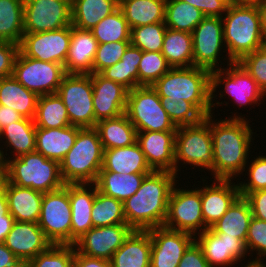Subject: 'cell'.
<instances>
[{
    "instance_id": "cell-28",
    "label": "cell",
    "mask_w": 266,
    "mask_h": 267,
    "mask_svg": "<svg viewBox=\"0 0 266 267\" xmlns=\"http://www.w3.org/2000/svg\"><path fill=\"white\" fill-rule=\"evenodd\" d=\"M100 171H111L118 174L151 173L145 155L138 142L113 149H104L103 163Z\"/></svg>"
},
{
    "instance_id": "cell-60",
    "label": "cell",
    "mask_w": 266,
    "mask_h": 267,
    "mask_svg": "<svg viewBox=\"0 0 266 267\" xmlns=\"http://www.w3.org/2000/svg\"><path fill=\"white\" fill-rule=\"evenodd\" d=\"M257 7L260 13L261 30L263 33V37L266 40V0L258 3Z\"/></svg>"
},
{
    "instance_id": "cell-38",
    "label": "cell",
    "mask_w": 266,
    "mask_h": 267,
    "mask_svg": "<svg viewBox=\"0 0 266 267\" xmlns=\"http://www.w3.org/2000/svg\"><path fill=\"white\" fill-rule=\"evenodd\" d=\"M141 58L142 51L130 44L121 60L104 69L100 74L106 79L123 85L130 91L138 87V67Z\"/></svg>"
},
{
    "instance_id": "cell-56",
    "label": "cell",
    "mask_w": 266,
    "mask_h": 267,
    "mask_svg": "<svg viewBox=\"0 0 266 267\" xmlns=\"http://www.w3.org/2000/svg\"><path fill=\"white\" fill-rule=\"evenodd\" d=\"M74 267H113L111 261L74 252Z\"/></svg>"
},
{
    "instance_id": "cell-22",
    "label": "cell",
    "mask_w": 266,
    "mask_h": 267,
    "mask_svg": "<svg viewBox=\"0 0 266 267\" xmlns=\"http://www.w3.org/2000/svg\"><path fill=\"white\" fill-rule=\"evenodd\" d=\"M201 188L202 216L206 228H211L240 196L238 182L214 179ZM216 181V182H215Z\"/></svg>"
},
{
    "instance_id": "cell-14",
    "label": "cell",
    "mask_w": 266,
    "mask_h": 267,
    "mask_svg": "<svg viewBox=\"0 0 266 267\" xmlns=\"http://www.w3.org/2000/svg\"><path fill=\"white\" fill-rule=\"evenodd\" d=\"M191 34L193 66L205 68L209 71L221 69L223 63L219 64L221 62L220 53L222 50L227 53L223 39L222 18L205 16Z\"/></svg>"
},
{
    "instance_id": "cell-48",
    "label": "cell",
    "mask_w": 266,
    "mask_h": 267,
    "mask_svg": "<svg viewBox=\"0 0 266 267\" xmlns=\"http://www.w3.org/2000/svg\"><path fill=\"white\" fill-rule=\"evenodd\" d=\"M245 245L248 254L250 251H255L256 253L258 252L256 254L258 256L255 260H248V264L246 263L244 267L257 265L261 260L264 261L266 257V221L252 217Z\"/></svg>"
},
{
    "instance_id": "cell-33",
    "label": "cell",
    "mask_w": 266,
    "mask_h": 267,
    "mask_svg": "<svg viewBox=\"0 0 266 267\" xmlns=\"http://www.w3.org/2000/svg\"><path fill=\"white\" fill-rule=\"evenodd\" d=\"M119 7V0H71L72 26L91 30Z\"/></svg>"
},
{
    "instance_id": "cell-39",
    "label": "cell",
    "mask_w": 266,
    "mask_h": 267,
    "mask_svg": "<svg viewBox=\"0 0 266 267\" xmlns=\"http://www.w3.org/2000/svg\"><path fill=\"white\" fill-rule=\"evenodd\" d=\"M24 0H0V41L20 45L24 34Z\"/></svg>"
},
{
    "instance_id": "cell-27",
    "label": "cell",
    "mask_w": 266,
    "mask_h": 267,
    "mask_svg": "<svg viewBox=\"0 0 266 267\" xmlns=\"http://www.w3.org/2000/svg\"><path fill=\"white\" fill-rule=\"evenodd\" d=\"M80 127L36 128V152L60 163L73 147Z\"/></svg>"
},
{
    "instance_id": "cell-34",
    "label": "cell",
    "mask_w": 266,
    "mask_h": 267,
    "mask_svg": "<svg viewBox=\"0 0 266 267\" xmlns=\"http://www.w3.org/2000/svg\"><path fill=\"white\" fill-rule=\"evenodd\" d=\"M149 173L118 174L111 171H99L95 182L98 191L106 196L124 202L140 188Z\"/></svg>"
},
{
    "instance_id": "cell-15",
    "label": "cell",
    "mask_w": 266,
    "mask_h": 267,
    "mask_svg": "<svg viewBox=\"0 0 266 267\" xmlns=\"http://www.w3.org/2000/svg\"><path fill=\"white\" fill-rule=\"evenodd\" d=\"M24 33L53 31L72 25L71 0H24Z\"/></svg>"
},
{
    "instance_id": "cell-1",
    "label": "cell",
    "mask_w": 266,
    "mask_h": 267,
    "mask_svg": "<svg viewBox=\"0 0 266 267\" xmlns=\"http://www.w3.org/2000/svg\"><path fill=\"white\" fill-rule=\"evenodd\" d=\"M210 114V131L214 156V179L234 180L243 175L255 134L247 118L234 113L230 118L214 120ZM215 122H214V121Z\"/></svg>"
},
{
    "instance_id": "cell-40",
    "label": "cell",
    "mask_w": 266,
    "mask_h": 267,
    "mask_svg": "<svg viewBox=\"0 0 266 267\" xmlns=\"http://www.w3.org/2000/svg\"><path fill=\"white\" fill-rule=\"evenodd\" d=\"M34 122L36 128L48 129L71 125L67 109L56 93L39 96Z\"/></svg>"
},
{
    "instance_id": "cell-52",
    "label": "cell",
    "mask_w": 266,
    "mask_h": 267,
    "mask_svg": "<svg viewBox=\"0 0 266 267\" xmlns=\"http://www.w3.org/2000/svg\"><path fill=\"white\" fill-rule=\"evenodd\" d=\"M19 45L0 41V78L12 76Z\"/></svg>"
},
{
    "instance_id": "cell-29",
    "label": "cell",
    "mask_w": 266,
    "mask_h": 267,
    "mask_svg": "<svg viewBox=\"0 0 266 267\" xmlns=\"http://www.w3.org/2000/svg\"><path fill=\"white\" fill-rule=\"evenodd\" d=\"M151 236L148 230H133L114 253L113 267H150Z\"/></svg>"
},
{
    "instance_id": "cell-11",
    "label": "cell",
    "mask_w": 266,
    "mask_h": 267,
    "mask_svg": "<svg viewBox=\"0 0 266 267\" xmlns=\"http://www.w3.org/2000/svg\"><path fill=\"white\" fill-rule=\"evenodd\" d=\"M224 86V92L220 90L219 97L222 99L225 93L228 97L237 103L238 106H247L251 104H262L261 99L265 100V94L260 90L257 82L242 68L238 62H233L227 68H221L211 71V112H213L214 106L224 105L222 102L213 103V98L217 99L215 95L217 87L219 85ZM222 93V94H221ZM224 94V95H223ZM215 95V96H214ZM260 102V103H259ZM216 104V105H215Z\"/></svg>"
},
{
    "instance_id": "cell-66",
    "label": "cell",
    "mask_w": 266,
    "mask_h": 267,
    "mask_svg": "<svg viewBox=\"0 0 266 267\" xmlns=\"http://www.w3.org/2000/svg\"><path fill=\"white\" fill-rule=\"evenodd\" d=\"M265 261H261L259 264H257L258 267H266Z\"/></svg>"
},
{
    "instance_id": "cell-36",
    "label": "cell",
    "mask_w": 266,
    "mask_h": 267,
    "mask_svg": "<svg viewBox=\"0 0 266 267\" xmlns=\"http://www.w3.org/2000/svg\"><path fill=\"white\" fill-rule=\"evenodd\" d=\"M0 139H2L0 141L4 143L3 145L7 146L6 149L8 147L9 150L12 148L10 152L11 155L13 152L12 158L34 152L36 150V126L34 120L24 117L20 121L3 127L0 131ZM3 139H6V141L4 142Z\"/></svg>"
},
{
    "instance_id": "cell-47",
    "label": "cell",
    "mask_w": 266,
    "mask_h": 267,
    "mask_svg": "<svg viewBox=\"0 0 266 267\" xmlns=\"http://www.w3.org/2000/svg\"><path fill=\"white\" fill-rule=\"evenodd\" d=\"M162 106L176 127L194 125L205 118L191 102L182 99H162Z\"/></svg>"
},
{
    "instance_id": "cell-9",
    "label": "cell",
    "mask_w": 266,
    "mask_h": 267,
    "mask_svg": "<svg viewBox=\"0 0 266 267\" xmlns=\"http://www.w3.org/2000/svg\"><path fill=\"white\" fill-rule=\"evenodd\" d=\"M56 94L62 99L72 126L95 127L91 74H66Z\"/></svg>"
},
{
    "instance_id": "cell-6",
    "label": "cell",
    "mask_w": 266,
    "mask_h": 267,
    "mask_svg": "<svg viewBox=\"0 0 266 267\" xmlns=\"http://www.w3.org/2000/svg\"><path fill=\"white\" fill-rule=\"evenodd\" d=\"M13 159V160H12ZM8 182L20 187L32 188L42 193L62 188L60 163L45 158L36 151L20 157L4 158Z\"/></svg>"
},
{
    "instance_id": "cell-44",
    "label": "cell",
    "mask_w": 266,
    "mask_h": 267,
    "mask_svg": "<svg viewBox=\"0 0 266 267\" xmlns=\"http://www.w3.org/2000/svg\"><path fill=\"white\" fill-rule=\"evenodd\" d=\"M166 29L165 22L134 27L131 29L130 44L141 51L161 52Z\"/></svg>"
},
{
    "instance_id": "cell-13",
    "label": "cell",
    "mask_w": 266,
    "mask_h": 267,
    "mask_svg": "<svg viewBox=\"0 0 266 267\" xmlns=\"http://www.w3.org/2000/svg\"><path fill=\"white\" fill-rule=\"evenodd\" d=\"M176 185L177 182L169 198L167 216L163 226L195 236L207 229L202 216L201 189L196 187L186 190Z\"/></svg>"
},
{
    "instance_id": "cell-64",
    "label": "cell",
    "mask_w": 266,
    "mask_h": 267,
    "mask_svg": "<svg viewBox=\"0 0 266 267\" xmlns=\"http://www.w3.org/2000/svg\"><path fill=\"white\" fill-rule=\"evenodd\" d=\"M264 0H240V4H258Z\"/></svg>"
},
{
    "instance_id": "cell-53",
    "label": "cell",
    "mask_w": 266,
    "mask_h": 267,
    "mask_svg": "<svg viewBox=\"0 0 266 267\" xmlns=\"http://www.w3.org/2000/svg\"><path fill=\"white\" fill-rule=\"evenodd\" d=\"M198 8L204 16L222 17L229 6L224 0H180Z\"/></svg>"
},
{
    "instance_id": "cell-7",
    "label": "cell",
    "mask_w": 266,
    "mask_h": 267,
    "mask_svg": "<svg viewBox=\"0 0 266 267\" xmlns=\"http://www.w3.org/2000/svg\"><path fill=\"white\" fill-rule=\"evenodd\" d=\"M210 131V115L194 125L177 127L175 134V174L178 176L180 165L190 164L207 169L214 177V156ZM182 161V162H180ZM180 163V164H179ZM192 165V166H191Z\"/></svg>"
},
{
    "instance_id": "cell-19",
    "label": "cell",
    "mask_w": 266,
    "mask_h": 267,
    "mask_svg": "<svg viewBox=\"0 0 266 267\" xmlns=\"http://www.w3.org/2000/svg\"><path fill=\"white\" fill-rule=\"evenodd\" d=\"M197 235H195V242L202 249L203 255L211 267H231L247 256L245 243L237 237L216 233L211 228Z\"/></svg>"
},
{
    "instance_id": "cell-50",
    "label": "cell",
    "mask_w": 266,
    "mask_h": 267,
    "mask_svg": "<svg viewBox=\"0 0 266 267\" xmlns=\"http://www.w3.org/2000/svg\"><path fill=\"white\" fill-rule=\"evenodd\" d=\"M129 45L130 41L98 44L93 63V73H101L104 69L120 61Z\"/></svg>"
},
{
    "instance_id": "cell-20",
    "label": "cell",
    "mask_w": 266,
    "mask_h": 267,
    "mask_svg": "<svg viewBox=\"0 0 266 267\" xmlns=\"http://www.w3.org/2000/svg\"><path fill=\"white\" fill-rule=\"evenodd\" d=\"M95 125L103 119L116 118L125 113L129 90L100 73L91 74Z\"/></svg>"
},
{
    "instance_id": "cell-35",
    "label": "cell",
    "mask_w": 266,
    "mask_h": 267,
    "mask_svg": "<svg viewBox=\"0 0 266 267\" xmlns=\"http://www.w3.org/2000/svg\"><path fill=\"white\" fill-rule=\"evenodd\" d=\"M166 0H119L130 29L142 25L165 22Z\"/></svg>"
},
{
    "instance_id": "cell-5",
    "label": "cell",
    "mask_w": 266,
    "mask_h": 267,
    "mask_svg": "<svg viewBox=\"0 0 266 267\" xmlns=\"http://www.w3.org/2000/svg\"><path fill=\"white\" fill-rule=\"evenodd\" d=\"M101 140L95 128H81L73 147L60 162L61 176L67 183H95L102 168Z\"/></svg>"
},
{
    "instance_id": "cell-57",
    "label": "cell",
    "mask_w": 266,
    "mask_h": 267,
    "mask_svg": "<svg viewBox=\"0 0 266 267\" xmlns=\"http://www.w3.org/2000/svg\"><path fill=\"white\" fill-rule=\"evenodd\" d=\"M0 267H25V263L16 257L4 243H0Z\"/></svg>"
},
{
    "instance_id": "cell-31",
    "label": "cell",
    "mask_w": 266,
    "mask_h": 267,
    "mask_svg": "<svg viewBox=\"0 0 266 267\" xmlns=\"http://www.w3.org/2000/svg\"><path fill=\"white\" fill-rule=\"evenodd\" d=\"M94 128L103 149L126 147L137 142V130L125 113L116 118L100 120Z\"/></svg>"
},
{
    "instance_id": "cell-16",
    "label": "cell",
    "mask_w": 266,
    "mask_h": 267,
    "mask_svg": "<svg viewBox=\"0 0 266 267\" xmlns=\"http://www.w3.org/2000/svg\"><path fill=\"white\" fill-rule=\"evenodd\" d=\"M71 42V25L38 33H24L19 50L27 57L65 64Z\"/></svg>"
},
{
    "instance_id": "cell-21",
    "label": "cell",
    "mask_w": 266,
    "mask_h": 267,
    "mask_svg": "<svg viewBox=\"0 0 266 267\" xmlns=\"http://www.w3.org/2000/svg\"><path fill=\"white\" fill-rule=\"evenodd\" d=\"M175 134L176 131L137 132V142L152 170L175 173Z\"/></svg>"
},
{
    "instance_id": "cell-62",
    "label": "cell",
    "mask_w": 266,
    "mask_h": 267,
    "mask_svg": "<svg viewBox=\"0 0 266 267\" xmlns=\"http://www.w3.org/2000/svg\"><path fill=\"white\" fill-rule=\"evenodd\" d=\"M7 168L6 167H0V192L5 190V186L7 183Z\"/></svg>"
},
{
    "instance_id": "cell-4",
    "label": "cell",
    "mask_w": 266,
    "mask_h": 267,
    "mask_svg": "<svg viewBox=\"0 0 266 267\" xmlns=\"http://www.w3.org/2000/svg\"><path fill=\"white\" fill-rule=\"evenodd\" d=\"M152 88L161 99L191 102L205 117L211 112V71L196 67H171Z\"/></svg>"
},
{
    "instance_id": "cell-42",
    "label": "cell",
    "mask_w": 266,
    "mask_h": 267,
    "mask_svg": "<svg viewBox=\"0 0 266 267\" xmlns=\"http://www.w3.org/2000/svg\"><path fill=\"white\" fill-rule=\"evenodd\" d=\"M91 219L93 227L127 224L123 202L106 196L98 190L96 191L91 210Z\"/></svg>"
},
{
    "instance_id": "cell-67",
    "label": "cell",
    "mask_w": 266,
    "mask_h": 267,
    "mask_svg": "<svg viewBox=\"0 0 266 267\" xmlns=\"http://www.w3.org/2000/svg\"><path fill=\"white\" fill-rule=\"evenodd\" d=\"M246 267H258L257 265H252V266H246Z\"/></svg>"
},
{
    "instance_id": "cell-25",
    "label": "cell",
    "mask_w": 266,
    "mask_h": 267,
    "mask_svg": "<svg viewBox=\"0 0 266 267\" xmlns=\"http://www.w3.org/2000/svg\"><path fill=\"white\" fill-rule=\"evenodd\" d=\"M98 42L90 30L71 25V42L64 64L66 74H93Z\"/></svg>"
},
{
    "instance_id": "cell-61",
    "label": "cell",
    "mask_w": 266,
    "mask_h": 267,
    "mask_svg": "<svg viewBox=\"0 0 266 267\" xmlns=\"http://www.w3.org/2000/svg\"><path fill=\"white\" fill-rule=\"evenodd\" d=\"M6 213H9L7 197L5 190L0 192V216H4Z\"/></svg>"
},
{
    "instance_id": "cell-63",
    "label": "cell",
    "mask_w": 266,
    "mask_h": 267,
    "mask_svg": "<svg viewBox=\"0 0 266 267\" xmlns=\"http://www.w3.org/2000/svg\"><path fill=\"white\" fill-rule=\"evenodd\" d=\"M0 143H2V142H0ZM7 151L8 150H6V152L4 154V151L2 150V148H0V167H6V165H5L6 162L4 160V157L6 158V156L8 155Z\"/></svg>"
},
{
    "instance_id": "cell-58",
    "label": "cell",
    "mask_w": 266,
    "mask_h": 267,
    "mask_svg": "<svg viewBox=\"0 0 266 267\" xmlns=\"http://www.w3.org/2000/svg\"><path fill=\"white\" fill-rule=\"evenodd\" d=\"M24 117L15 110L1 106L0 108V131L3 127L22 120Z\"/></svg>"
},
{
    "instance_id": "cell-23",
    "label": "cell",
    "mask_w": 266,
    "mask_h": 267,
    "mask_svg": "<svg viewBox=\"0 0 266 267\" xmlns=\"http://www.w3.org/2000/svg\"><path fill=\"white\" fill-rule=\"evenodd\" d=\"M4 244L25 264L51 245L38 223L19 221L13 223Z\"/></svg>"
},
{
    "instance_id": "cell-51",
    "label": "cell",
    "mask_w": 266,
    "mask_h": 267,
    "mask_svg": "<svg viewBox=\"0 0 266 267\" xmlns=\"http://www.w3.org/2000/svg\"><path fill=\"white\" fill-rule=\"evenodd\" d=\"M249 165H246L245 171L248 175L249 180L247 182H239V191L240 192H253L256 190L266 189V155H259L254 157V160Z\"/></svg>"
},
{
    "instance_id": "cell-46",
    "label": "cell",
    "mask_w": 266,
    "mask_h": 267,
    "mask_svg": "<svg viewBox=\"0 0 266 267\" xmlns=\"http://www.w3.org/2000/svg\"><path fill=\"white\" fill-rule=\"evenodd\" d=\"M171 69L161 52L142 51L138 67V86H152Z\"/></svg>"
},
{
    "instance_id": "cell-65",
    "label": "cell",
    "mask_w": 266,
    "mask_h": 267,
    "mask_svg": "<svg viewBox=\"0 0 266 267\" xmlns=\"http://www.w3.org/2000/svg\"><path fill=\"white\" fill-rule=\"evenodd\" d=\"M224 1L227 2L229 5L240 4V0H224Z\"/></svg>"
},
{
    "instance_id": "cell-45",
    "label": "cell",
    "mask_w": 266,
    "mask_h": 267,
    "mask_svg": "<svg viewBox=\"0 0 266 267\" xmlns=\"http://www.w3.org/2000/svg\"><path fill=\"white\" fill-rule=\"evenodd\" d=\"M74 252V245L51 244L28 261L25 267H74Z\"/></svg>"
},
{
    "instance_id": "cell-59",
    "label": "cell",
    "mask_w": 266,
    "mask_h": 267,
    "mask_svg": "<svg viewBox=\"0 0 266 267\" xmlns=\"http://www.w3.org/2000/svg\"><path fill=\"white\" fill-rule=\"evenodd\" d=\"M14 218L10 213L0 216V243H4L8 233L11 231Z\"/></svg>"
},
{
    "instance_id": "cell-26",
    "label": "cell",
    "mask_w": 266,
    "mask_h": 267,
    "mask_svg": "<svg viewBox=\"0 0 266 267\" xmlns=\"http://www.w3.org/2000/svg\"><path fill=\"white\" fill-rule=\"evenodd\" d=\"M9 213L14 221L38 223L43 193L7 181L5 186Z\"/></svg>"
},
{
    "instance_id": "cell-43",
    "label": "cell",
    "mask_w": 266,
    "mask_h": 267,
    "mask_svg": "<svg viewBox=\"0 0 266 267\" xmlns=\"http://www.w3.org/2000/svg\"><path fill=\"white\" fill-rule=\"evenodd\" d=\"M90 31L98 44L130 41L131 29L119 7Z\"/></svg>"
},
{
    "instance_id": "cell-30",
    "label": "cell",
    "mask_w": 266,
    "mask_h": 267,
    "mask_svg": "<svg viewBox=\"0 0 266 267\" xmlns=\"http://www.w3.org/2000/svg\"><path fill=\"white\" fill-rule=\"evenodd\" d=\"M39 96L19 83L13 76L0 78V104L11 108L25 118L36 115Z\"/></svg>"
},
{
    "instance_id": "cell-32",
    "label": "cell",
    "mask_w": 266,
    "mask_h": 267,
    "mask_svg": "<svg viewBox=\"0 0 266 267\" xmlns=\"http://www.w3.org/2000/svg\"><path fill=\"white\" fill-rule=\"evenodd\" d=\"M252 217L249 202L240 195L211 229L225 233V236L237 237L245 243Z\"/></svg>"
},
{
    "instance_id": "cell-10",
    "label": "cell",
    "mask_w": 266,
    "mask_h": 267,
    "mask_svg": "<svg viewBox=\"0 0 266 267\" xmlns=\"http://www.w3.org/2000/svg\"><path fill=\"white\" fill-rule=\"evenodd\" d=\"M38 225L51 244L71 245L69 183L58 190L43 193Z\"/></svg>"
},
{
    "instance_id": "cell-8",
    "label": "cell",
    "mask_w": 266,
    "mask_h": 267,
    "mask_svg": "<svg viewBox=\"0 0 266 267\" xmlns=\"http://www.w3.org/2000/svg\"><path fill=\"white\" fill-rule=\"evenodd\" d=\"M125 114L137 132L177 130L152 86H138L128 92Z\"/></svg>"
},
{
    "instance_id": "cell-12",
    "label": "cell",
    "mask_w": 266,
    "mask_h": 267,
    "mask_svg": "<svg viewBox=\"0 0 266 267\" xmlns=\"http://www.w3.org/2000/svg\"><path fill=\"white\" fill-rule=\"evenodd\" d=\"M66 75L64 65L25 56L20 50L12 76L38 96L55 94Z\"/></svg>"
},
{
    "instance_id": "cell-37",
    "label": "cell",
    "mask_w": 266,
    "mask_h": 267,
    "mask_svg": "<svg viewBox=\"0 0 266 267\" xmlns=\"http://www.w3.org/2000/svg\"><path fill=\"white\" fill-rule=\"evenodd\" d=\"M161 53L171 67L193 66L192 34L167 28Z\"/></svg>"
},
{
    "instance_id": "cell-17",
    "label": "cell",
    "mask_w": 266,
    "mask_h": 267,
    "mask_svg": "<svg viewBox=\"0 0 266 267\" xmlns=\"http://www.w3.org/2000/svg\"><path fill=\"white\" fill-rule=\"evenodd\" d=\"M148 231L151 236L150 267H178L184 252L195 241L193 234L165 226Z\"/></svg>"
},
{
    "instance_id": "cell-3",
    "label": "cell",
    "mask_w": 266,
    "mask_h": 267,
    "mask_svg": "<svg viewBox=\"0 0 266 267\" xmlns=\"http://www.w3.org/2000/svg\"><path fill=\"white\" fill-rule=\"evenodd\" d=\"M221 18L227 66L266 45L257 4L229 5Z\"/></svg>"
},
{
    "instance_id": "cell-49",
    "label": "cell",
    "mask_w": 266,
    "mask_h": 267,
    "mask_svg": "<svg viewBox=\"0 0 266 267\" xmlns=\"http://www.w3.org/2000/svg\"><path fill=\"white\" fill-rule=\"evenodd\" d=\"M238 63L257 82L266 96V45L246 54Z\"/></svg>"
},
{
    "instance_id": "cell-41",
    "label": "cell",
    "mask_w": 266,
    "mask_h": 267,
    "mask_svg": "<svg viewBox=\"0 0 266 267\" xmlns=\"http://www.w3.org/2000/svg\"><path fill=\"white\" fill-rule=\"evenodd\" d=\"M204 17L198 8L189 3L166 0L165 25L167 28L192 33Z\"/></svg>"
},
{
    "instance_id": "cell-24",
    "label": "cell",
    "mask_w": 266,
    "mask_h": 267,
    "mask_svg": "<svg viewBox=\"0 0 266 267\" xmlns=\"http://www.w3.org/2000/svg\"><path fill=\"white\" fill-rule=\"evenodd\" d=\"M97 190L95 183H69L71 245L93 228L91 210Z\"/></svg>"
},
{
    "instance_id": "cell-18",
    "label": "cell",
    "mask_w": 266,
    "mask_h": 267,
    "mask_svg": "<svg viewBox=\"0 0 266 267\" xmlns=\"http://www.w3.org/2000/svg\"><path fill=\"white\" fill-rule=\"evenodd\" d=\"M133 229L128 224L93 227L75 244L78 253L111 261Z\"/></svg>"
},
{
    "instance_id": "cell-54",
    "label": "cell",
    "mask_w": 266,
    "mask_h": 267,
    "mask_svg": "<svg viewBox=\"0 0 266 267\" xmlns=\"http://www.w3.org/2000/svg\"><path fill=\"white\" fill-rule=\"evenodd\" d=\"M250 204L252 216L266 221V189L253 192H240Z\"/></svg>"
},
{
    "instance_id": "cell-2",
    "label": "cell",
    "mask_w": 266,
    "mask_h": 267,
    "mask_svg": "<svg viewBox=\"0 0 266 267\" xmlns=\"http://www.w3.org/2000/svg\"><path fill=\"white\" fill-rule=\"evenodd\" d=\"M175 173L152 171L147 174L140 188L123 202L126 223L133 230H149L163 226L168 202L178 180Z\"/></svg>"
},
{
    "instance_id": "cell-55",
    "label": "cell",
    "mask_w": 266,
    "mask_h": 267,
    "mask_svg": "<svg viewBox=\"0 0 266 267\" xmlns=\"http://www.w3.org/2000/svg\"><path fill=\"white\" fill-rule=\"evenodd\" d=\"M178 267H211L205 256L203 255L202 249L194 241L188 249L184 252Z\"/></svg>"
}]
</instances>
